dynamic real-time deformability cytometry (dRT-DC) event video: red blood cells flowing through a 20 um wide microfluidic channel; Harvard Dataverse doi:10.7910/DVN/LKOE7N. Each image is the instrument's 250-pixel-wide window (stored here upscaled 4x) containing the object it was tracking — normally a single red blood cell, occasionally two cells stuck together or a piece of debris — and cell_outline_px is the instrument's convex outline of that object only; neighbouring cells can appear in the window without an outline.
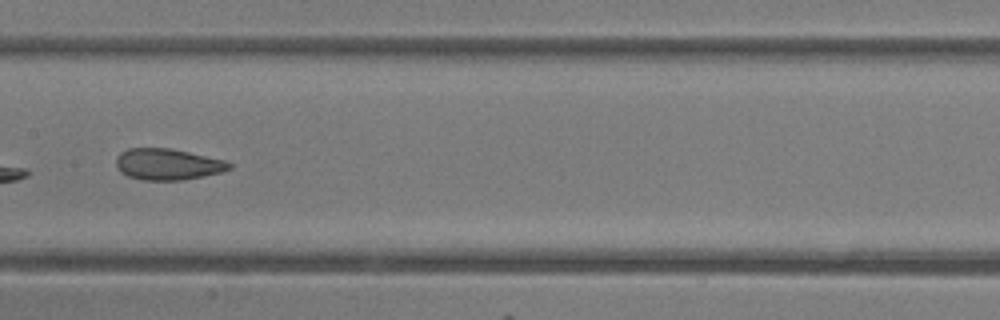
{"species": "common noctule bat (a hibernating species)", "species_latin": "Nyctalus noctula", "temperature_condition": "room temperature", "stored_images_in_passage": 9, "camera_frame_rate_fps": 3000, "um_per_image_px": 0.085, "animal": {"sex": "female"}, "frame": {"image": 1, "passage_image": 7, "time_ms": 7.0, "image_size_px": [1000, 320], "cell_outline_px": [[232, 168], [220, 172], [180, 180], [144, 180], [128, 176], [120, 172], [116, 164], [116, 156], [120, 152], [128, 148], [172, 148], [224, 160], [232, 164]], "centroid_in_image_um": [14.22, 13.95], "position_along_channel_um": 193.2, "area_um2": 20.52}}
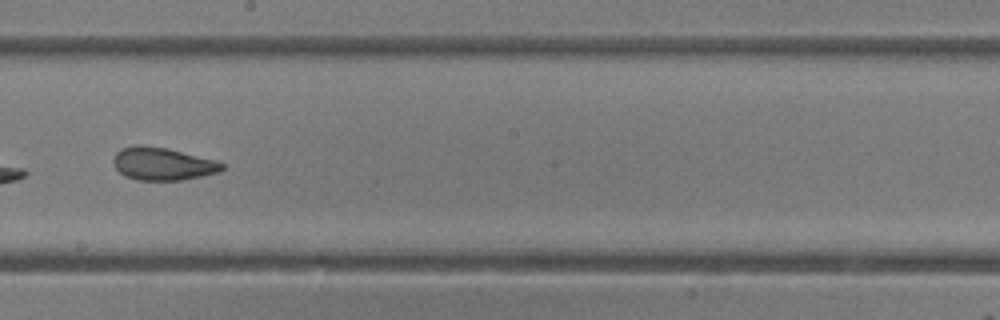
{"frame": {"image": 2, "passage_image": 8, "time_ms": 8.0, "image_size_px": [1000, 320], "cell_outline_px": [[224, 168], [220, 172], [180, 180], [136, 180], [124, 176], [116, 168], [112, 160], [116, 152], [120, 148], [136, 144], [140, 144], [168, 148], [216, 160], [224, 164]], "centroid_in_image_um": [13.8, 13.91], "position_along_channel_um": 234.4, "area_um2": 20.92}}
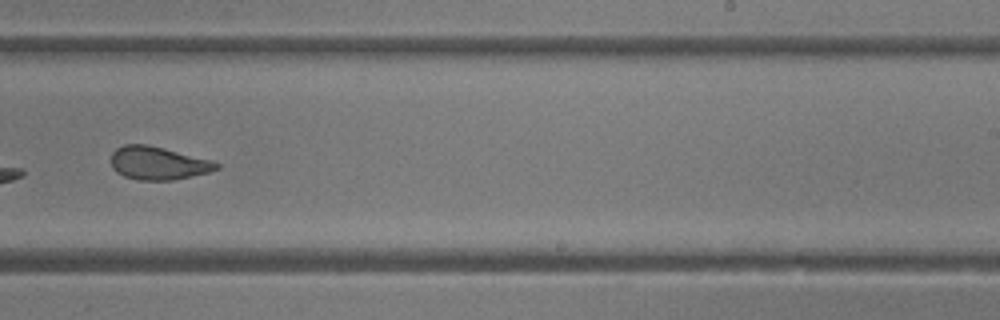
{"frame": {"image": 3, "passage_image": 9, "time_ms": 9.0, "image_size_px": [1000, 320], "cell_outline_px": [[220, 168], [208, 172], [172, 180], [140, 180], [124, 176], [116, 172], [112, 168], [112, 152], [116, 148], [124, 144], [148, 144], [212, 160], [220, 164]], "centroid_in_image_um": [13.43, 13.86], "position_along_channel_um": 275.6, "area_um2": 20.29}}